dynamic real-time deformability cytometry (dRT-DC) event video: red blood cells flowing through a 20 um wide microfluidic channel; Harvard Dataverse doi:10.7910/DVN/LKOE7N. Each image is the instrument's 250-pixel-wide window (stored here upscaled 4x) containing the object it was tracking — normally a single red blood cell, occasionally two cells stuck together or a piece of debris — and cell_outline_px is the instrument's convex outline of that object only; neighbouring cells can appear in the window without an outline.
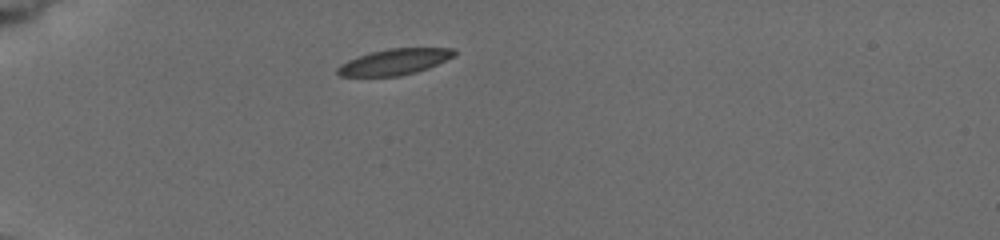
{"species": "common noctule bat (a hibernating species)", "species_latin": "Nyctalus noctula", "temperature_condition": "cold", "stored_images_in_passage": 3, "camera_frame_rate_fps": 3000, "um_per_image_px": 0.085, "animal": {"sex": "female", "body_mass_g": 19.5, "forearm_length_mm": 54.1}, "frame": {"image": 1, "passage_image": 1, "time_ms": 0.0, "image_size_px": [1000, 240], "cell_outline_px": [[456, 56], [428, 68], [416, 72], [400, 76], [340, 76], [336, 72], [336, 68], [340, 64], [348, 60], [368, 52], [388, 48], [452, 48], [456, 52]], "centroid_in_image_um": [33.52, 5.25], "position_along_channel_um": 51.5, "area_um2": 17.8}}
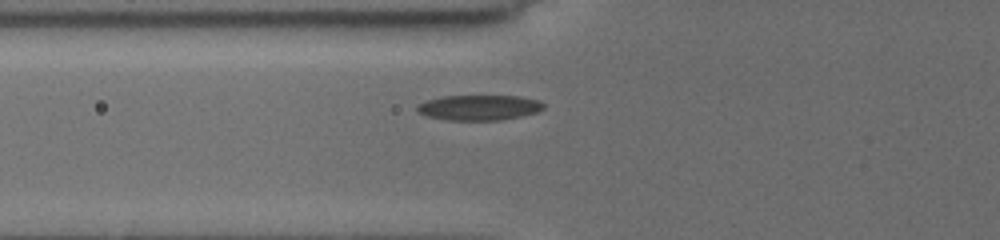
{"frame": {"image": 2, "passage_image": 3, "time_ms": 1.667, "image_size_px": [1000, 240], "cell_outline_px": [[544, 108], [536, 112], [520, 116], [500, 120], [448, 120], [428, 116], [416, 112], [416, 104], [424, 100], [440, 96], [520, 96], [540, 100], [544, 104]], "centroid_in_image_um": [40.67, 9.13], "position_along_channel_um": 85.1, "area_um2": 18.79}}